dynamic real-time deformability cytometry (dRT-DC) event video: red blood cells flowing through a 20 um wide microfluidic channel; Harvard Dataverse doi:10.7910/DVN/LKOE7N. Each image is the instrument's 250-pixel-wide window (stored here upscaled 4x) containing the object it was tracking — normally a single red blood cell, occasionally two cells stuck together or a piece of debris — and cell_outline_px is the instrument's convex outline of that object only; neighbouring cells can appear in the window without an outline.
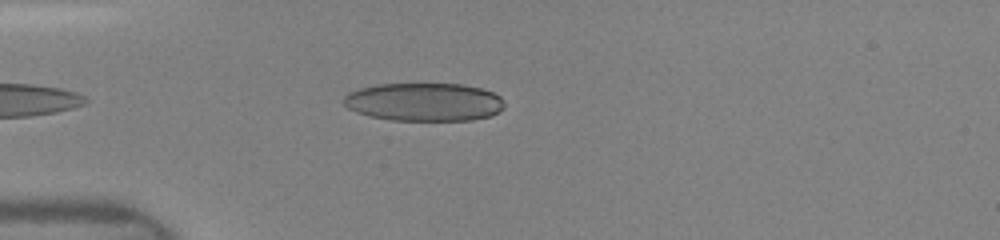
{"species": "human", "species_latin": "Homo sapiens", "temperature_condition": "room temperature", "stored_images_in_passage": 30, "camera_frame_rate_fps": 3000, "um_per_image_px": 0.085, "donor": {"sex": "female"}, "frame": {"image": 1, "passage_image": 9, "time_ms": 4.0, "image_size_px": [1000, 240], "cell_outline_px": [[504, 108], [500, 112], [492, 116], [472, 120], [392, 120], [372, 116], [356, 112], [348, 108], [344, 104], [344, 96], [348, 92], [360, 88], [376, 84], [464, 84], [480, 88], [492, 92], [500, 96], [504, 100]], "centroid_in_image_um": [36.08, 8.67], "position_along_channel_um": 48.9, "area_um2": 35.95}}
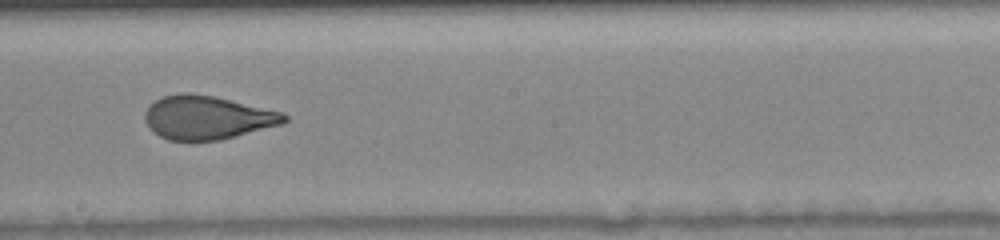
{"frame": {"image": 2, "passage_image": 18, "time_ms": 8.667, "image_size_px": [1000, 240], "cell_outline_px": [[288, 120], [280, 124], [220, 140], [192, 144], [168, 140], [152, 132], [148, 128], [144, 120], [144, 112], [156, 100], [164, 96], [180, 92], [188, 92], [212, 96], [284, 112], [288, 116]], "centroid_in_image_um": [17.56, 10.03], "position_along_channel_um": 230.6, "area_um2": 35.95}}
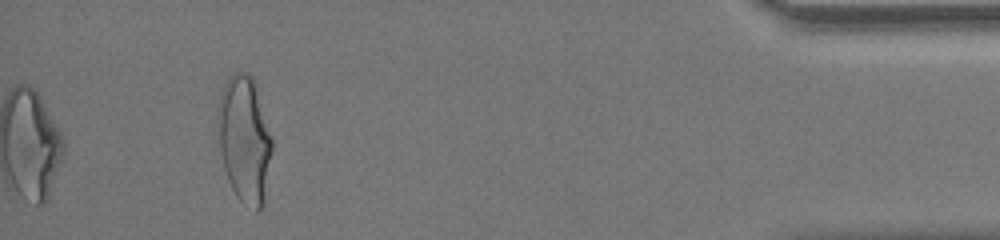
{"frame": {"image": 3, "passage_image": 30, "time_ms": 14.333, "image_size_px": [1000, 240], "cell_outline_px": [[272, 148], [264, 204], [256, 212], [244, 204], [236, 196], [228, 180], [224, 168], [220, 148], [216, 120], [220, 92], [228, 76], [232, 72], [244, 72], [252, 76], [256, 84], [272, 140]], "centroid_in_image_um": [20.77, 11.82], "position_along_channel_um": 414.4, "area_um2": 40.29}}